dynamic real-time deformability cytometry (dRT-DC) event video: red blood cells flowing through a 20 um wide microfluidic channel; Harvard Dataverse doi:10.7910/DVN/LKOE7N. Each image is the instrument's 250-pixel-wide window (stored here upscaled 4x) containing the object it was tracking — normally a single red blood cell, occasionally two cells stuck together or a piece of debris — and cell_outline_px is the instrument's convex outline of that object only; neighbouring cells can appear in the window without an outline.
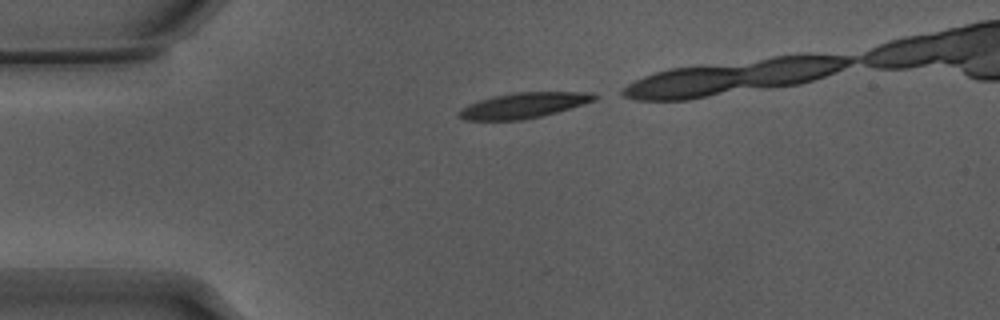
{"species": "Egyptian fruit bat (a non-hibernating species)", "species_latin": "Rousettus aegyptiacus", "temperature_condition": "warm", "stored_images_in_passage": 36, "camera_frame_rate_fps": 3000, "um_per_image_px": 0.085, "animal": {"sex": "male"}, "frame": {"image": 1, "passage_image": 1, "time_ms": 0.0, "image_size_px": [1000, 320], "cell_outline_px": [[600, 96], [596, 100], [556, 112], [540, 116], [520, 120], [464, 120], [456, 116], [468, 104], [480, 100], [512, 92], [588, 92]], "centroid_in_image_um": [44.52, 8.95], "position_along_channel_um": 40.5, "area_um2": 19.83}}
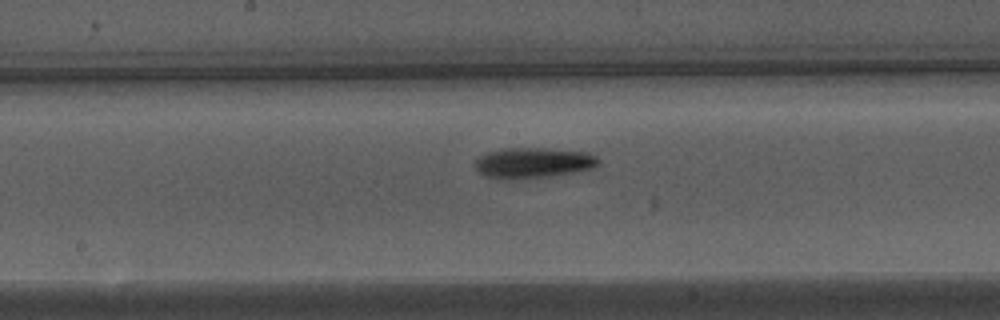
{"frame": {"image": 2, "passage_image": 16, "time_ms": 5.0, "image_size_px": [1000, 320], "cell_outline_px": [[600, 164], [592, 168], [572, 172], [548, 176], [512, 180], [488, 176], [480, 172], [476, 168], [476, 160], [480, 156], [488, 152], [500, 148], [544, 148], [588, 152], [596, 156], [600, 160]], "centroid_in_image_um": [45.35, 13.82], "position_along_channel_um": 202.9, "area_um2": 21.79}}
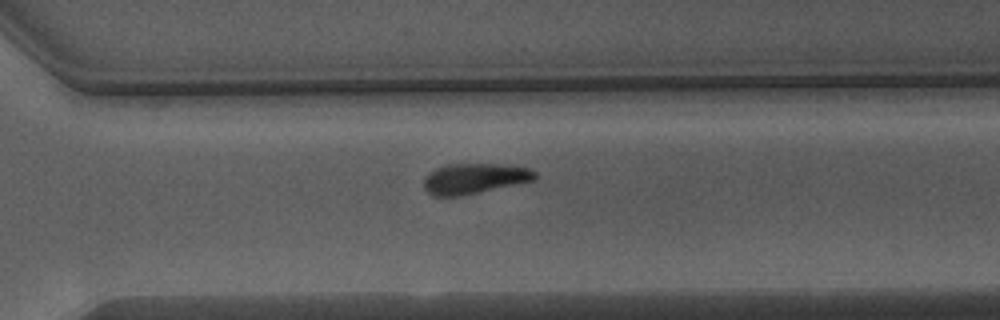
{"frame": {"image": 3, "passage_image": 26, "time_ms": 8.333, "image_size_px": [1000, 320], "cell_outline_px": [[536, 180], [460, 196], [432, 196], [424, 188], [424, 180], [428, 172], [436, 168], [448, 164], [496, 164], [528, 168], [536, 172]], "centroid_in_image_um": [40.3, 15.18], "position_along_channel_um": 330.3, "area_um2": 19.59}, "authors_computed_cell_mechanics": {"area_um2": 20.3167, "velocity_mm_per_s": 3.8317, "shape_relaxation_time_tau1_ms": 3.2082, "shape_relaxation_time_tau2_ms": 7.1971, "deformation_change_tau1": 0.149, "deformation_change_tau2": 0.1675}}